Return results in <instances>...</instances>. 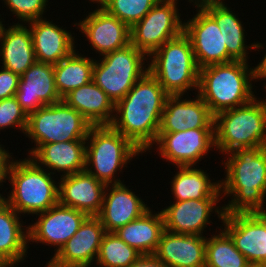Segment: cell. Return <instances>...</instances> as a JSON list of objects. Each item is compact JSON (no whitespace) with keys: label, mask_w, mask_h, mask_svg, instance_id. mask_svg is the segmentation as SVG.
<instances>
[{"label":"cell","mask_w":266,"mask_h":267,"mask_svg":"<svg viewBox=\"0 0 266 267\" xmlns=\"http://www.w3.org/2000/svg\"><path fill=\"white\" fill-rule=\"evenodd\" d=\"M0 17H1V14H0ZM5 23V21H4V16H3V20H2V17H1V19H0V26L2 25V23Z\"/></svg>","instance_id":"f6af8a7d"},{"label":"cell","mask_w":266,"mask_h":267,"mask_svg":"<svg viewBox=\"0 0 266 267\" xmlns=\"http://www.w3.org/2000/svg\"><path fill=\"white\" fill-rule=\"evenodd\" d=\"M55 177L28 156L19 160L14 157L7 174L12 190H5L7 195L2 198L22 217L45 212L59 202Z\"/></svg>","instance_id":"277c9868"},{"label":"cell","mask_w":266,"mask_h":267,"mask_svg":"<svg viewBox=\"0 0 266 267\" xmlns=\"http://www.w3.org/2000/svg\"><path fill=\"white\" fill-rule=\"evenodd\" d=\"M91 126L86 118L63 100L41 107L28 116L25 135L34 147L27 148L26 155L29 156L43 144L86 140Z\"/></svg>","instance_id":"ba28073f"},{"label":"cell","mask_w":266,"mask_h":267,"mask_svg":"<svg viewBox=\"0 0 266 267\" xmlns=\"http://www.w3.org/2000/svg\"><path fill=\"white\" fill-rule=\"evenodd\" d=\"M0 267H14L9 261H7L3 256H0Z\"/></svg>","instance_id":"b9f144b4"},{"label":"cell","mask_w":266,"mask_h":267,"mask_svg":"<svg viewBox=\"0 0 266 267\" xmlns=\"http://www.w3.org/2000/svg\"><path fill=\"white\" fill-rule=\"evenodd\" d=\"M221 223L249 263L266 264V213L224 214Z\"/></svg>","instance_id":"2e32d148"},{"label":"cell","mask_w":266,"mask_h":267,"mask_svg":"<svg viewBox=\"0 0 266 267\" xmlns=\"http://www.w3.org/2000/svg\"><path fill=\"white\" fill-rule=\"evenodd\" d=\"M27 124L28 116L15 96L0 100V132L17 128L16 130L19 129L25 136Z\"/></svg>","instance_id":"d590c367"},{"label":"cell","mask_w":266,"mask_h":267,"mask_svg":"<svg viewBox=\"0 0 266 267\" xmlns=\"http://www.w3.org/2000/svg\"><path fill=\"white\" fill-rule=\"evenodd\" d=\"M266 51V50H265ZM263 51V57L256 66L257 81H266V52ZM265 52V53H264Z\"/></svg>","instance_id":"60d3db41"},{"label":"cell","mask_w":266,"mask_h":267,"mask_svg":"<svg viewBox=\"0 0 266 267\" xmlns=\"http://www.w3.org/2000/svg\"><path fill=\"white\" fill-rule=\"evenodd\" d=\"M194 96L191 99L189 95H169L162 112L158 132L214 128V115L208 105L198 94L195 93Z\"/></svg>","instance_id":"d6986e66"},{"label":"cell","mask_w":266,"mask_h":267,"mask_svg":"<svg viewBox=\"0 0 266 267\" xmlns=\"http://www.w3.org/2000/svg\"><path fill=\"white\" fill-rule=\"evenodd\" d=\"M175 168L177 172L169 182L174 201L222 199L220 180L215 181L214 178L212 180L207 170L204 171L199 165L175 166Z\"/></svg>","instance_id":"83f0119b"},{"label":"cell","mask_w":266,"mask_h":267,"mask_svg":"<svg viewBox=\"0 0 266 267\" xmlns=\"http://www.w3.org/2000/svg\"><path fill=\"white\" fill-rule=\"evenodd\" d=\"M50 1V0H49ZM48 0H2L5 7L11 12L10 14L18 19L17 23L23 24L34 22L38 19L45 18L46 9L49 5ZM45 13V14H44ZM20 21V23H19Z\"/></svg>","instance_id":"e575fe53"},{"label":"cell","mask_w":266,"mask_h":267,"mask_svg":"<svg viewBox=\"0 0 266 267\" xmlns=\"http://www.w3.org/2000/svg\"><path fill=\"white\" fill-rule=\"evenodd\" d=\"M147 72L148 56L130 43L95 58L92 81L116 104Z\"/></svg>","instance_id":"9c48e42d"},{"label":"cell","mask_w":266,"mask_h":267,"mask_svg":"<svg viewBox=\"0 0 266 267\" xmlns=\"http://www.w3.org/2000/svg\"><path fill=\"white\" fill-rule=\"evenodd\" d=\"M215 151L226 155L237 149L266 146V98L214 116Z\"/></svg>","instance_id":"5b68a950"},{"label":"cell","mask_w":266,"mask_h":267,"mask_svg":"<svg viewBox=\"0 0 266 267\" xmlns=\"http://www.w3.org/2000/svg\"><path fill=\"white\" fill-rule=\"evenodd\" d=\"M206 236L164 230L154 255L167 267H205Z\"/></svg>","instance_id":"cb8c5ba5"},{"label":"cell","mask_w":266,"mask_h":267,"mask_svg":"<svg viewBox=\"0 0 266 267\" xmlns=\"http://www.w3.org/2000/svg\"><path fill=\"white\" fill-rule=\"evenodd\" d=\"M265 82H263V86H264V91L266 92V83L264 84ZM264 98H266V96L264 97Z\"/></svg>","instance_id":"bcb514c9"},{"label":"cell","mask_w":266,"mask_h":267,"mask_svg":"<svg viewBox=\"0 0 266 267\" xmlns=\"http://www.w3.org/2000/svg\"><path fill=\"white\" fill-rule=\"evenodd\" d=\"M31 32L36 60L42 63L57 64L71 55L77 48L74 33L67 27L56 25L47 18L26 24ZM70 31V32H69Z\"/></svg>","instance_id":"7402d4cb"},{"label":"cell","mask_w":266,"mask_h":267,"mask_svg":"<svg viewBox=\"0 0 266 267\" xmlns=\"http://www.w3.org/2000/svg\"><path fill=\"white\" fill-rule=\"evenodd\" d=\"M153 147L157 150L160 159H165L164 161L174 166L201 164L199 162L207 157L210 151L216 150L214 128L158 132L155 143L147 152L151 154Z\"/></svg>","instance_id":"8fae6325"},{"label":"cell","mask_w":266,"mask_h":267,"mask_svg":"<svg viewBox=\"0 0 266 267\" xmlns=\"http://www.w3.org/2000/svg\"><path fill=\"white\" fill-rule=\"evenodd\" d=\"M88 1H89L88 2L89 4H91V3L97 4V7H101L106 2V0H88Z\"/></svg>","instance_id":"7bdbcfd3"},{"label":"cell","mask_w":266,"mask_h":267,"mask_svg":"<svg viewBox=\"0 0 266 267\" xmlns=\"http://www.w3.org/2000/svg\"><path fill=\"white\" fill-rule=\"evenodd\" d=\"M168 96L158 80L147 72L115 104L114 119L110 125L148 154L146 152L157 139Z\"/></svg>","instance_id":"6da1fadb"},{"label":"cell","mask_w":266,"mask_h":267,"mask_svg":"<svg viewBox=\"0 0 266 267\" xmlns=\"http://www.w3.org/2000/svg\"><path fill=\"white\" fill-rule=\"evenodd\" d=\"M82 20L74 22L76 31L81 32L92 51L102 57L131 43L130 28L102 7L88 12ZM94 49V50H93ZM98 52V53H97Z\"/></svg>","instance_id":"5bb4252c"},{"label":"cell","mask_w":266,"mask_h":267,"mask_svg":"<svg viewBox=\"0 0 266 267\" xmlns=\"http://www.w3.org/2000/svg\"><path fill=\"white\" fill-rule=\"evenodd\" d=\"M5 145L0 142V188L5 186L3 183L7 181L8 169L14 156L13 153L5 149ZM12 154V155H11ZM1 191V190H0ZM3 193L0 192V198L3 197Z\"/></svg>","instance_id":"74e56055"},{"label":"cell","mask_w":266,"mask_h":267,"mask_svg":"<svg viewBox=\"0 0 266 267\" xmlns=\"http://www.w3.org/2000/svg\"><path fill=\"white\" fill-rule=\"evenodd\" d=\"M228 5L229 4L225 3V1H220L204 10L219 26L224 38V43L226 44L228 62L243 61L249 63L250 56H248V54L253 50L259 52L261 49V51H263L262 49H265L264 44L255 41L247 45L249 42L246 41L248 40L246 39L247 32L245 31L243 21H241L234 9Z\"/></svg>","instance_id":"d4e9b609"},{"label":"cell","mask_w":266,"mask_h":267,"mask_svg":"<svg viewBox=\"0 0 266 267\" xmlns=\"http://www.w3.org/2000/svg\"><path fill=\"white\" fill-rule=\"evenodd\" d=\"M25 225L21 215L0 198V256L14 267L29 257L28 224Z\"/></svg>","instance_id":"4316f807"},{"label":"cell","mask_w":266,"mask_h":267,"mask_svg":"<svg viewBox=\"0 0 266 267\" xmlns=\"http://www.w3.org/2000/svg\"><path fill=\"white\" fill-rule=\"evenodd\" d=\"M34 216L37 220L28 225V243L32 245L35 242L37 245L39 243L54 247L52 257L74 236L88 217L86 213L59 202L45 212Z\"/></svg>","instance_id":"7c38bea8"},{"label":"cell","mask_w":266,"mask_h":267,"mask_svg":"<svg viewBox=\"0 0 266 267\" xmlns=\"http://www.w3.org/2000/svg\"><path fill=\"white\" fill-rule=\"evenodd\" d=\"M15 98L27 116L41 107L62 101L55 86L53 64L36 61L20 76Z\"/></svg>","instance_id":"ac0fdd59"},{"label":"cell","mask_w":266,"mask_h":267,"mask_svg":"<svg viewBox=\"0 0 266 267\" xmlns=\"http://www.w3.org/2000/svg\"><path fill=\"white\" fill-rule=\"evenodd\" d=\"M247 267H266V264L249 263V265Z\"/></svg>","instance_id":"ee69618b"},{"label":"cell","mask_w":266,"mask_h":267,"mask_svg":"<svg viewBox=\"0 0 266 267\" xmlns=\"http://www.w3.org/2000/svg\"><path fill=\"white\" fill-rule=\"evenodd\" d=\"M142 154L111 125H92L86 138L85 170L106 185L120 184L124 180L118 174H123L128 163Z\"/></svg>","instance_id":"8992f818"},{"label":"cell","mask_w":266,"mask_h":267,"mask_svg":"<svg viewBox=\"0 0 266 267\" xmlns=\"http://www.w3.org/2000/svg\"><path fill=\"white\" fill-rule=\"evenodd\" d=\"M62 100L92 125H110L114 119L115 104L93 81L70 91Z\"/></svg>","instance_id":"f1b7e54d"},{"label":"cell","mask_w":266,"mask_h":267,"mask_svg":"<svg viewBox=\"0 0 266 267\" xmlns=\"http://www.w3.org/2000/svg\"><path fill=\"white\" fill-rule=\"evenodd\" d=\"M225 156L220 162L225 171L221 200L228 196L231 200L222 203L224 214L266 213V146L237 149Z\"/></svg>","instance_id":"7a4b0ae2"},{"label":"cell","mask_w":266,"mask_h":267,"mask_svg":"<svg viewBox=\"0 0 266 267\" xmlns=\"http://www.w3.org/2000/svg\"><path fill=\"white\" fill-rule=\"evenodd\" d=\"M179 3L159 0L132 28L131 44L147 56L167 41L183 33L184 21L179 13Z\"/></svg>","instance_id":"30bf717a"},{"label":"cell","mask_w":266,"mask_h":267,"mask_svg":"<svg viewBox=\"0 0 266 267\" xmlns=\"http://www.w3.org/2000/svg\"><path fill=\"white\" fill-rule=\"evenodd\" d=\"M159 0H106L101 6L132 28Z\"/></svg>","instance_id":"836d02e7"},{"label":"cell","mask_w":266,"mask_h":267,"mask_svg":"<svg viewBox=\"0 0 266 267\" xmlns=\"http://www.w3.org/2000/svg\"><path fill=\"white\" fill-rule=\"evenodd\" d=\"M155 212L150 208L139 218L115 231L121 240L141 255L154 254L165 230L162 212Z\"/></svg>","instance_id":"f546056e"},{"label":"cell","mask_w":266,"mask_h":267,"mask_svg":"<svg viewBox=\"0 0 266 267\" xmlns=\"http://www.w3.org/2000/svg\"><path fill=\"white\" fill-rule=\"evenodd\" d=\"M0 56L2 64L0 66L20 76L37 61L31 32L27 25L2 23Z\"/></svg>","instance_id":"484cf974"},{"label":"cell","mask_w":266,"mask_h":267,"mask_svg":"<svg viewBox=\"0 0 266 267\" xmlns=\"http://www.w3.org/2000/svg\"><path fill=\"white\" fill-rule=\"evenodd\" d=\"M59 178L60 204L82 211L88 216H97L100 213L105 183L86 170Z\"/></svg>","instance_id":"44dd1931"},{"label":"cell","mask_w":266,"mask_h":267,"mask_svg":"<svg viewBox=\"0 0 266 267\" xmlns=\"http://www.w3.org/2000/svg\"><path fill=\"white\" fill-rule=\"evenodd\" d=\"M141 254L115 232L103 236L94 267H129Z\"/></svg>","instance_id":"d6a6232c"},{"label":"cell","mask_w":266,"mask_h":267,"mask_svg":"<svg viewBox=\"0 0 266 267\" xmlns=\"http://www.w3.org/2000/svg\"><path fill=\"white\" fill-rule=\"evenodd\" d=\"M175 3L180 2L179 0H171ZM189 4L191 3L195 9L197 10H204L205 8L211 7L214 4H217L220 2V0H187Z\"/></svg>","instance_id":"ab89813d"},{"label":"cell","mask_w":266,"mask_h":267,"mask_svg":"<svg viewBox=\"0 0 266 267\" xmlns=\"http://www.w3.org/2000/svg\"><path fill=\"white\" fill-rule=\"evenodd\" d=\"M0 100L15 96L20 75L0 66Z\"/></svg>","instance_id":"8d00e7d4"},{"label":"cell","mask_w":266,"mask_h":267,"mask_svg":"<svg viewBox=\"0 0 266 267\" xmlns=\"http://www.w3.org/2000/svg\"><path fill=\"white\" fill-rule=\"evenodd\" d=\"M148 72L169 95H188L193 90L196 93L199 67L189 38L182 33L152 52Z\"/></svg>","instance_id":"52a82bcc"},{"label":"cell","mask_w":266,"mask_h":267,"mask_svg":"<svg viewBox=\"0 0 266 267\" xmlns=\"http://www.w3.org/2000/svg\"><path fill=\"white\" fill-rule=\"evenodd\" d=\"M85 55L76 49L67 58L53 65L55 86L61 98L92 81L95 58Z\"/></svg>","instance_id":"4dcf8cb0"},{"label":"cell","mask_w":266,"mask_h":267,"mask_svg":"<svg viewBox=\"0 0 266 267\" xmlns=\"http://www.w3.org/2000/svg\"><path fill=\"white\" fill-rule=\"evenodd\" d=\"M220 229V230H217ZM206 236L205 267H247V258L235 247L230 236L217 226Z\"/></svg>","instance_id":"1f68e13d"},{"label":"cell","mask_w":266,"mask_h":267,"mask_svg":"<svg viewBox=\"0 0 266 267\" xmlns=\"http://www.w3.org/2000/svg\"><path fill=\"white\" fill-rule=\"evenodd\" d=\"M106 233L97 216H88L59 252L46 262L49 267H92Z\"/></svg>","instance_id":"e0dca14e"},{"label":"cell","mask_w":266,"mask_h":267,"mask_svg":"<svg viewBox=\"0 0 266 267\" xmlns=\"http://www.w3.org/2000/svg\"><path fill=\"white\" fill-rule=\"evenodd\" d=\"M129 267H167L154 254L140 255Z\"/></svg>","instance_id":"f35d334b"},{"label":"cell","mask_w":266,"mask_h":267,"mask_svg":"<svg viewBox=\"0 0 266 267\" xmlns=\"http://www.w3.org/2000/svg\"><path fill=\"white\" fill-rule=\"evenodd\" d=\"M195 12L184 20L183 33L191 42L199 69L228 63L226 44L216 21L205 10Z\"/></svg>","instance_id":"9a60e30c"},{"label":"cell","mask_w":266,"mask_h":267,"mask_svg":"<svg viewBox=\"0 0 266 267\" xmlns=\"http://www.w3.org/2000/svg\"><path fill=\"white\" fill-rule=\"evenodd\" d=\"M248 64L250 63L231 61L199 69L197 94L214 116L246 105L256 97L253 82H258L257 70L256 66Z\"/></svg>","instance_id":"3957f363"},{"label":"cell","mask_w":266,"mask_h":267,"mask_svg":"<svg viewBox=\"0 0 266 267\" xmlns=\"http://www.w3.org/2000/svg\"><path fill=\"white\" fill-rule=\"evenodd\" d=\"M124 183L108 184L105 187L102 208L97 217L106 232L117 231L150 209L140 194Z\"/></svg>","instance_id":"ffe728a7"},{"label":"cell","mask_w":266,"mask_h":267,"mask_svg":"<svg viewBox=\"0 0 266 267\" xmlns=\"http://www.w3.org/2000/svg\"><path fill=\"white\" fill-rule=\"evenodd\" d=\"M220 201V199H189L172 203L170 200L169 206L161 209L165 230L176 234L207 235L205 229L213 224L212 214L217 215L218 221L223 219L224 206L218 205Z\"/></svg>","instance_id":"4fadbf2b"},{"label":"cell","mask_w":266,"mask_h":267,"mask_svg":"<svg viewBox=\"0 0 266 267\" xmlns=\"http://www.w3.org/2000/svg\"><path fill=\"white\" fill-rule=\"evenodd\" d=\"M85 155L86 140H72L40 145L28 157L59 179L85 170Z\"/></svg>","instance_id":"603a6c76"}]
</instances>
